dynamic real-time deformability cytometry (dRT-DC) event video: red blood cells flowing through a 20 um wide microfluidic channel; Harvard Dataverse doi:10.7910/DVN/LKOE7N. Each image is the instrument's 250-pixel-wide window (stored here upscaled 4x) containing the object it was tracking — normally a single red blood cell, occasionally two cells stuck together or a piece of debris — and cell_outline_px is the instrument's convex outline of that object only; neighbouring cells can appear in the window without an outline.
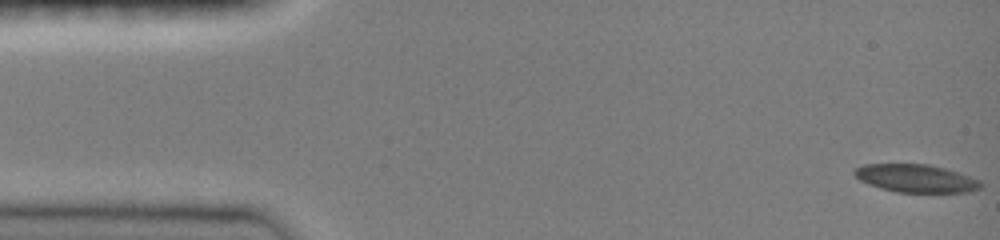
{"species": "common noctule bat (a hibernating species)", "species_latin": "Nyctalus noctula", "temperature_condition": "room temperature", "stored_images_in_passage": 47, "camera_frame_rate_fps": 3000, "um_per_image_px": 0.085, "animal": {"sex": "female", "body_mass_g": 19.0, "forearm_length_mm": 51.5}, "frame": {"image": 1, "passage_image": 1, "time_ms": 0.0, "image_size_px": [1000, 240], "cell_outline_px": [[980, 188], [968, 192], [896, 192], [880, 188], [868, 184], [860, 180], [852, 172], [856, 168], [864, 164], [928, 164], [944, 168], [956, 172], [976, 180], [980, 184]], "centroid_in_image_um": [77.77, 15.16], "position_along_channel_um": 7.2, "area_um2": 20.17}}
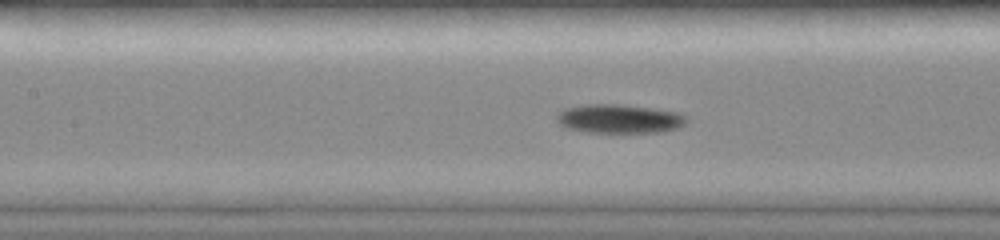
{"frame": {"image": 2, "passage_image": 21, "time_ms": 6.667, "image_size_px": [1000, 240], "cell_outline_px": [[688, 120], [684, 124], [676, 128], [660, 132], [584, 132], [568, 128], [560, 124], [556, 120], [556, 116], [564, 108], [584, 104], [620, 104], [652, 108], [676, 112], [684, 116]], "centroid_in_image_um": [52.6, 10.09], "position_along_channel_um": 154.8, "area_um2": 21.73}}
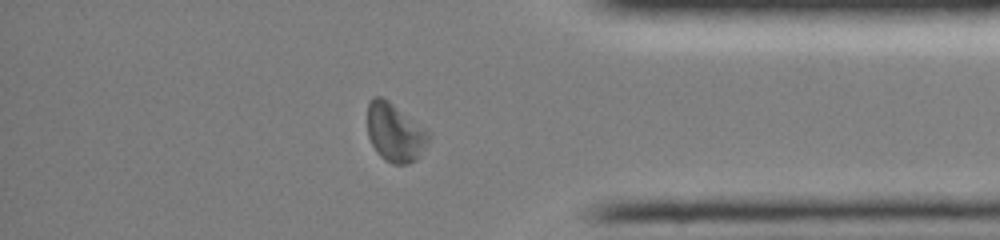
{"frame": {"image": 3, "passage_image": 40, "time_ms": 13.0, "image_size_px": [1000, 240], "cell_outline_px": [[432, 136], [428, 144], [416, 160], [408, 164], [392, 164], [384, 160], [376, 152], [368, 136], [368, 104], [372, 96], [380, 96], [388, 100], [432, 132]], "centroid_in_image_um": [33.61, 11.27], "position_along_channel_um": 401.6, "area_um2": 21.27}, "authors_computed_cell_mechanics": {"area_um2": 20.9814, "velocity_mm_per_s": 4.0334, "shape_relaxation_time_tau1_ms": 9.9915, "shape_relaxation_time_tau2_ms": 9.9811, "deformation_change_tau1": 0.2404, "deformation_change_tau2": 0.1641}}